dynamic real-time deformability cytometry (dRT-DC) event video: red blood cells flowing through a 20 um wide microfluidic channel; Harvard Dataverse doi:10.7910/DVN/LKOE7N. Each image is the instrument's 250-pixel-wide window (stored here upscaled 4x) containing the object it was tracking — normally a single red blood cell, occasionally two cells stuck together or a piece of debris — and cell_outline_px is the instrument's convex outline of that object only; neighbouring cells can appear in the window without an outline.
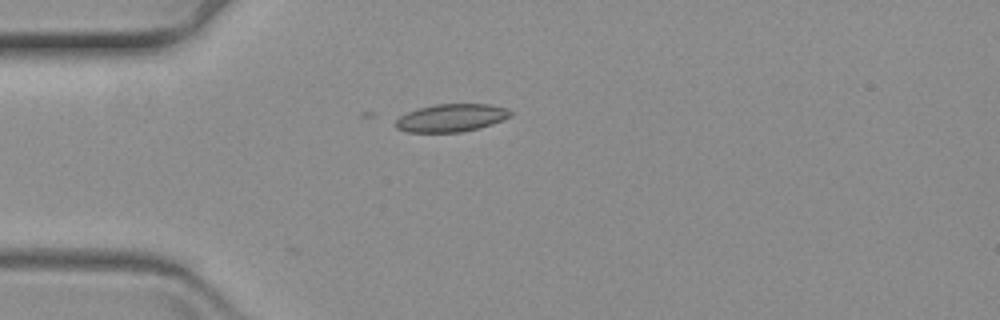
{"species": "common noctule bat (a hibernating species)", "species_latin": "Nyctalus noctula", "temperature_condition": "warm", "stored_images_in_passage": 2, "camera_frame_rate_fps": 3000, "um_per_image_px": 0.085, "animal": {"sex": "female", "body_mass_g": 19.3, "forearm_length_mm": 54.1}, "frame": {"image": 1, "passage_image": 2, "time_ms": 0.333, "image_size_px": [1000, 320], "cell_outline_px": [[512, 116], [504, 120], [492, 124], [460, 132], [408, 132], [396, 128], [396, 120], [400, 116], [416, 108], [436, 104], [488, 104], [508, 108], [512, 112]], "centroid_in_image_um": [38.38, 10.01], "position_along_channel_um": 46.6, "area_um2": 18.61}}